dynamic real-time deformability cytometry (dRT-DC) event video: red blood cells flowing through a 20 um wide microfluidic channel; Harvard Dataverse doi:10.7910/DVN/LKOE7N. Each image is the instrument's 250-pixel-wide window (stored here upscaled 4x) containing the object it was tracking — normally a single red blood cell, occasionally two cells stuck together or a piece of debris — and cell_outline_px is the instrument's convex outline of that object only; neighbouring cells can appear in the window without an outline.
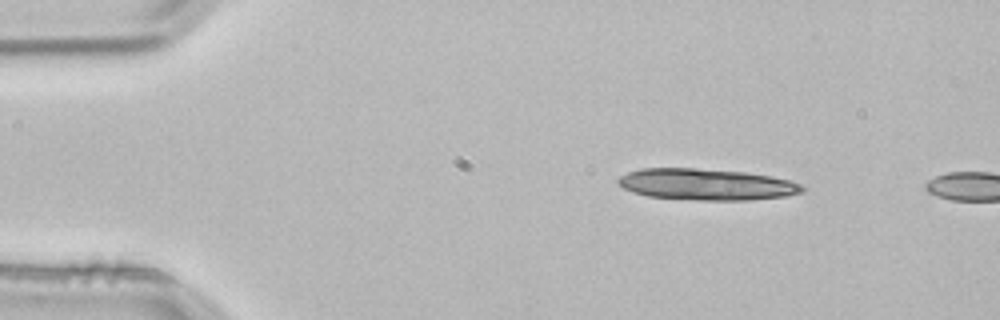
{"species": "common noctule bat (a hibernating species)", "species_latin": "Nyctalus noctula", "temperature_condition": "room temperature", "stored_images_in_passage": 2, "camera_frame_rate_fps": 3000, "um_per_image_px": 0.085, "animal": {"sex": "male", "body_mass_g": 21.5, "forearm_length_mm": 52.0}, "frame": {"image": 1, "passage_image": 1, "time_ms": 0.0, "image_size_px": [1000, 320], "cell_outline_px": [[808, 188], [804, 192], [784, 196], [748, 200], [700, 200], [648, 196], [632, 192], [616, 184], [616, 180], [620, 176], [628, 172], [640, 168], [696, 168], [744, 172], [772, 176], [788, 180], [800, 184]], "centroid_in_image_um": [60.03, 15.67], "position_along_channel_um": 25.0, "area_um2": 33.76}}